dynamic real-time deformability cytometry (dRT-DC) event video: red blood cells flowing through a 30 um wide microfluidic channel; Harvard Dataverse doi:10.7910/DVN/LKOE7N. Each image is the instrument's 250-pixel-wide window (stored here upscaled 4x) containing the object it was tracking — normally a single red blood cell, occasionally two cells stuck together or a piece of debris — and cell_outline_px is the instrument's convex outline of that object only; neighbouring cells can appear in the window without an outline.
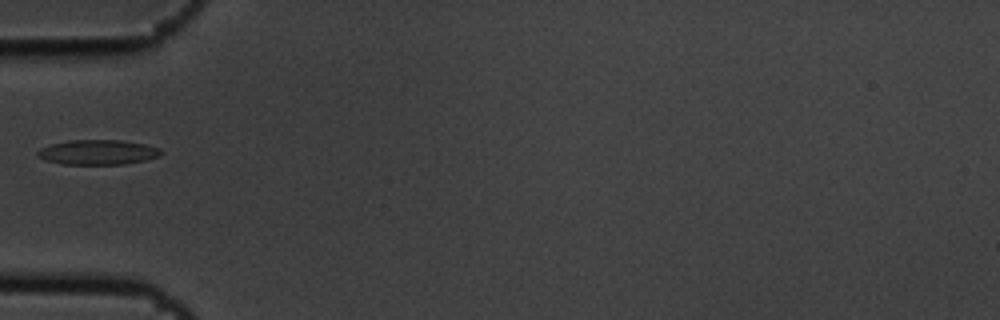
{"species": "common noctule bat (a hibernating species)", "species_latin": "Nyctalus noctula", "temperature_condition": "cold", "stored_images_in_passage": 5, "camera_frame_rate_fps": 3000, "um_per_image_px": 0.085, "animal": {"sex": "male", "body_mass_g": 19.5, "forearm_length_mm": 54.6}, "frame": {"image": 1, "passage_image": 4, "time_ms": 1.0, "image_size_px": [1000, 320], "cell_outline_px": [[164, 152], [160, 156], [144, 160], [124, 164], [64, 164], [44, 160], [36, 156], [36, 152], [40, 148], [52, 144], [68, 140], [120, 140], [144, 144], [160, 148]], "centroid_in_image_um": [8.31, 12.94], "position_along_channel_um": 76.7, "area_um2": 17.92}}
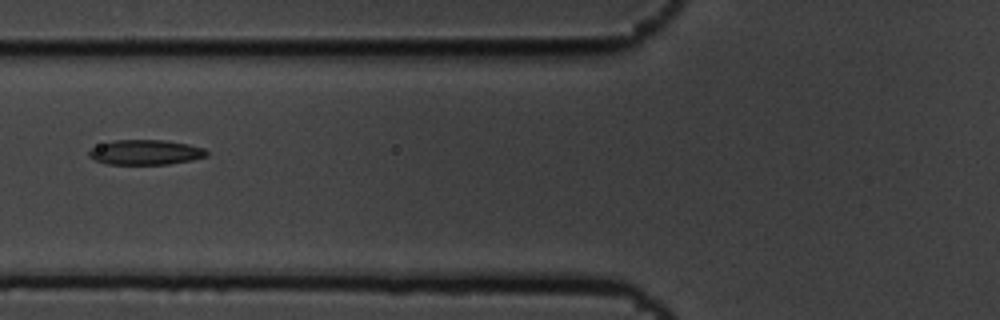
{"frame": {"image": 2, "passage_image": 5, "time_ms": 1.333, "image_size_px": [1000, 320], "cell_outline_px": [[208, 156], [192, 160], [168, 164], [108, 164], [96, 160], [88, 156], [88, 152], [92, 148], [100, 144], [112, 140], [164, 140], [188, 144], [204, 148], [208, 152]], "centroid_in_image_um": [12.38, 12.94], "position_along_channel_um": 113.4, "area_um2": 17.11}}